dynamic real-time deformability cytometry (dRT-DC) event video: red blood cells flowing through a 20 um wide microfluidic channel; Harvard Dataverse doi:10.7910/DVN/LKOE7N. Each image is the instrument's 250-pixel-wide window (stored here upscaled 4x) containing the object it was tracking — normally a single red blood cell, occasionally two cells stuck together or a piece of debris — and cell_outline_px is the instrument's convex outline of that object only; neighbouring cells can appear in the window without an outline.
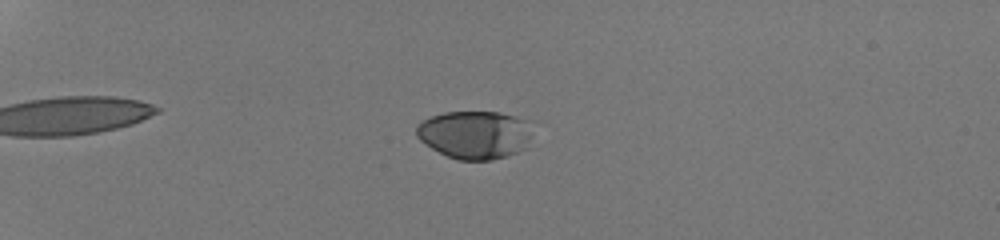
{"species": "human", "species_latin": "Homo sapiens", "temperature_condition": "room temperature", "stored_images_in_passage": 40, "camera_frame_rate_fps": 3000, "um_per_image_px": 0.085, "donor": {"sex": "male"}, "frame": {"image": 1, "passage_image": 3, "time_ms": 0.667, "image_size_px": [1000, 240], "cell_outline_px": [[532, 136], [524, 148], [508, 156], [492, 160], [456, 160], [432, 148], [420, 140], [416, 136], [416, 124], [420, 120], [444, 112], [500, 112], [524, 120]], "centroid_in_image_um": [40.3, 11.45], "position_along_channel_um": 44.7, "area_um2": 32.37}}
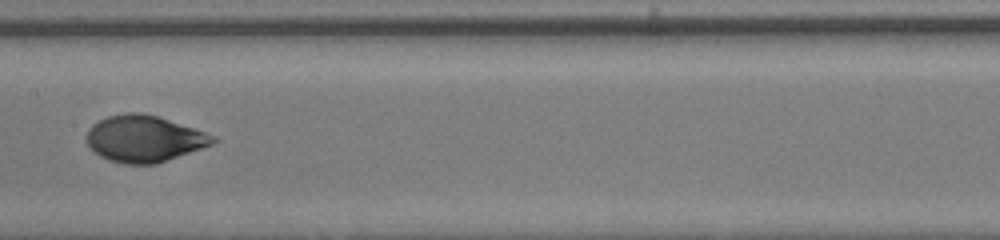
{"frame": {"image": 2, "passage_image": 19, "time_ms": 6.0, "image_size_px": [1000, 240], "cell_outline_px": [[220, 140], [212, 144], [156, 164], [124, 164], [108, 160], [100, 156], [88, 144], [88, 128], [92, 124], [108, 116], [124, 112], [140, 112], [156, 116], [216, 136]], "centroid_in_image_um": [12.25, 11.79], "position_along_channel_um": 195.2, "area_um2": 33.87}}
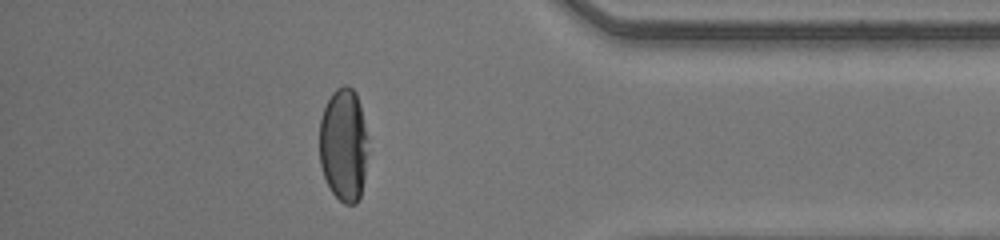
{"frame": {"image": 3, "passage_image": 35, "time_ms": 11.333, "image_size_px": [1000, 240], "cell_outline_px": [[364, 176], [360, 196], [356, 204], [344, 204], [332, 192], [324, 176], [320, 164], [320, 120], [324, 108], [332, 92], [336, 88], [344, 84], [348, 84], [356, 92], [360, 104], [364, 128]], "centroid_in_image_um": [29.16, 12.28], "position_along_channel_um": 406.0, "area_um2": 31.21}, "authors_computed_cell_mechanics": {"area_um2": 33.6685, "velocity_mm_per_s": 4.2263, "shape_relaxation_time_tau1_ms": 5.2941, "shape_relaxation_time_tau2_ms": null, "deformation_change_tau1": 0.2304, "deformation_change_tau2": null}}